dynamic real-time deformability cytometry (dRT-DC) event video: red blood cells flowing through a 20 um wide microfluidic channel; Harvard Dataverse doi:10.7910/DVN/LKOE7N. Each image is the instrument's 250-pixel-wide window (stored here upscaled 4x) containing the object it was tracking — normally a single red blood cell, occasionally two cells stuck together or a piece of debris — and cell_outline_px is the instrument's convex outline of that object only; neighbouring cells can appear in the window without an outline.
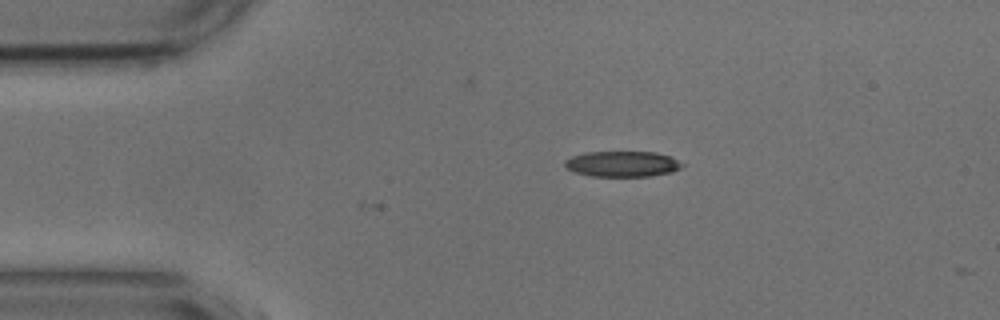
{"species": "common noctule bat (a hibernating species)", "species_latin": "Nyctalus noctula", "temperature_condition": "cold", "stored_images_in_passage": 5, "camera_frame_rate_fps": 3000, "um_per_image_px": 0.085, "animal": {"sex": "male", "body_mass_g": 17.9, "forearm_length_mm": 54.2}, "frame": {"image": 1, "passage_image": 5, "time_ms": 1.333, "image_size_px": [1000, 320], "cell_outline_px": [[684, 164], [680, 168], [672, 172], [652, 176], [592, 176], [576, 172], [564, 168], [564, 160], [572, 156], [584, 152], [656, 152], [672, 156]], "centroid_in_image_um": [52.9, 13.93], "position_along_channel_um": 32.1, "area_um2": 17.69}}